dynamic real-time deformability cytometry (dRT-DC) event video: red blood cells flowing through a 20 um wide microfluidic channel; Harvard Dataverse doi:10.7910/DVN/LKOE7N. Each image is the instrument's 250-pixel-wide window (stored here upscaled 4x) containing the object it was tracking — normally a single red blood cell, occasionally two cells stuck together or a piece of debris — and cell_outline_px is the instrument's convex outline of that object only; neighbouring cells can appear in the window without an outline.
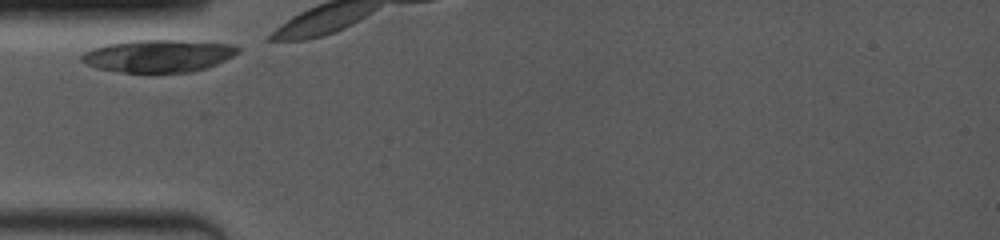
{"species": "common noctule bat (a hibernating species)", "species_latin": "Nyctalus noctula", "temperature_condition": "room temperature", "stored_images_in_passage": 2, "camera_frame_rate_fps": 4000, "um_per_image_px": 0.085, "animal": {"sex": "female", "body_mass_g": 19.0, "forearm_length_mm": 53.3}, "frame": {"image": 1, "passage_image": 1, "time_ms": 0.0, "image_size_px": [1000, 240], "cell_outline_px": [[240, 52], [216, 64], [192, 72], [120, 72], [96, 68], [80, 60], [80, 56], [84, 52], [92, 48], [108, 44], [136, 40], [176, 40], [232, 44], [240, 48]], "centroid_in_image_um": [13.45, 4.75], "position_along_channel_um": 71.6, "area_um2": 29.36}}